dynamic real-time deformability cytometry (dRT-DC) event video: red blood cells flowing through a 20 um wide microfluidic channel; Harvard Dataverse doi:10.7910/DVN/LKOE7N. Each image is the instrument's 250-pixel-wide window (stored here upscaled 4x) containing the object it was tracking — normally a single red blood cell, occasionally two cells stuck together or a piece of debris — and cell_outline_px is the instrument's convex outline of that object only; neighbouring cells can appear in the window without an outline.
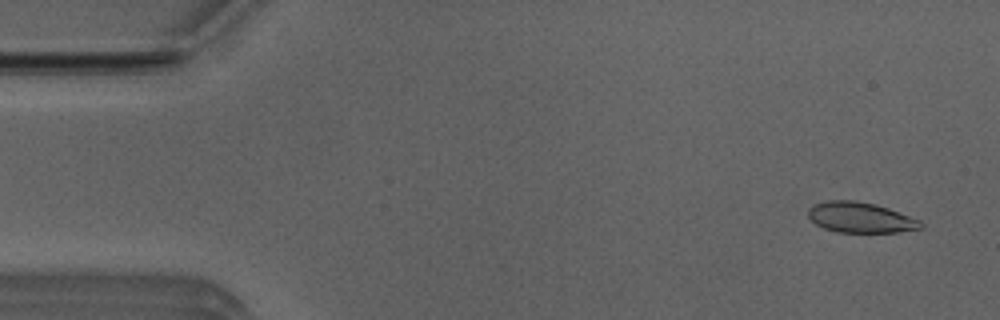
{"species": "Egyptian fruit bat (a non-hibernating species)", "species_latin": "Rousettus aegyptiacus", "temperature_condition": "room temperature", "stored_images_in_passage": 42, "camera_frame_rate_fps": 3000, "um_per_image_px": 0.085, "animal": {"sex": "male"}, "frame": {"image": 1, "passage_image": 3, "time_ms": 0.667, "image_size_px": [1000, 320], "cell_outline_px": [[924, 228], [900, 232], [836, 232], [824, 228], [816, 224], [808, 216], [808, 208], [812, 204], [828, 200], [856, 200], [876, 204], [888, 208], [920, 220], [924, 224]], "centroid_in_image_um": [73.14, 18.48], "position_along_channel_um": 11.9, "area_um2": 20.17}}
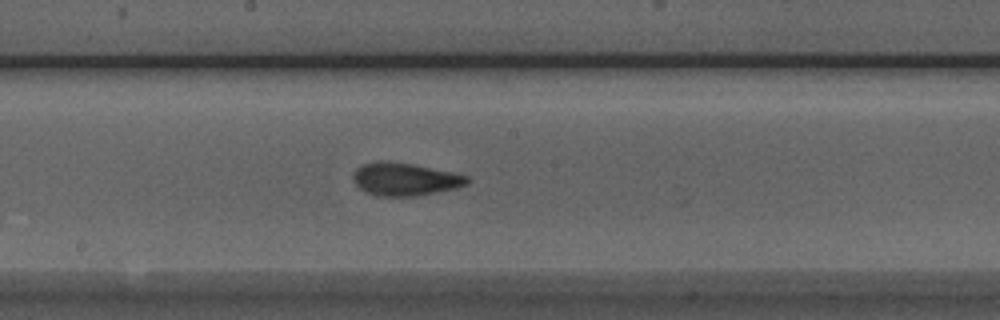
{"frame": {"image": 2, "passage_image": 27, "time_ms": 8.667, "image_size_px": [1000, 320], "cell_outline_px": [[472, 180], [468, 184], [456, 188], [416, 196], [376, 196], [360, 188], [356, 184], [352, 176], [356, 168], [360, 164], [376, 160], [388, 160], [412, 164], [452, 172], [468, 176]], "centroid_in_image_um": [34.41, 15.21], "position_along_channel_um": 213.8, "area_um2": 22.02}}
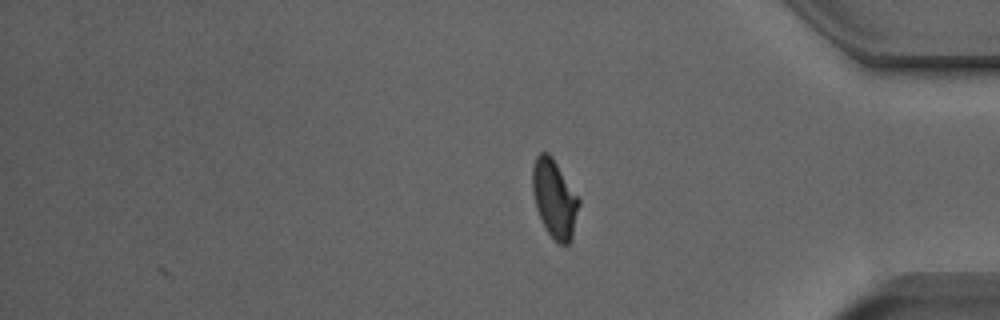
{"frame": {"image": 3, "passage_image": 42, "time_ms": 13.667, "image_size_px": [1000, 320], "cell_outline_px": [[580, 204], [572, 236], [568, 244], [560, 244], [548, 232], [536, 208], [532, 192], [532, 168], [536, 156], [540, 152], [548, 152], [552, 156], [580, 200]], "centroid_in_image_um": [47.12, 16.84], "position_along_channel_um": 388.1, "area_um2": 20.87}, "authors_computed_cell_mechanics": {"area_um2": 20.9814, "velocity_mm_per_s": 3.9417, "shape_relaxation_time_tau1_ms": 3.2753, "shape_relaxation_time_tau2_ms": 1.3629, "deformation_change_tau1": 0.1283, "deformation_change_tau2": 0.0734}}